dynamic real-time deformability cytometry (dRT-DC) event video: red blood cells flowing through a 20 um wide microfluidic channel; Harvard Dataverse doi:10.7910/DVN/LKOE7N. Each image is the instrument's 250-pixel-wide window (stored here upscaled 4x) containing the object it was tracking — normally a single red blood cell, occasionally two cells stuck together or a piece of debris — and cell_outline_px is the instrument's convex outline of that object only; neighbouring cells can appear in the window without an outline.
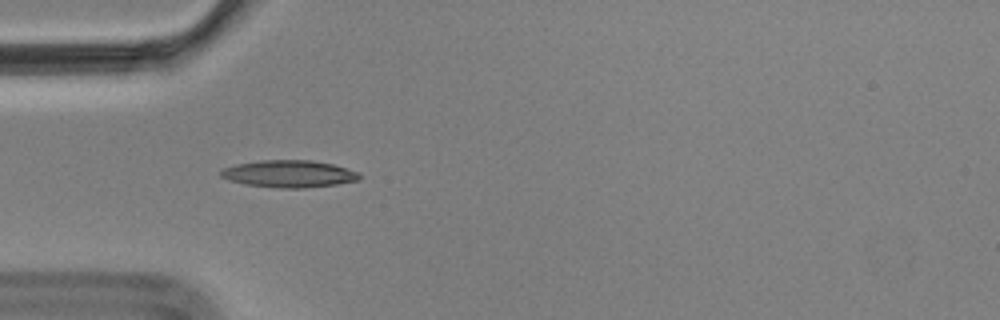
{"species": "Egyptian fruit bat (a non-hibernating species)", "species_latin": "Rousettus aegyptiacus", "temperature_condition": "cold", "stored_images_in_passage": 4, "camera_frame_rate_fps": 3000, "um_per_image_px": 0.085, "animal": {"sex": "male"}, "frame": {"image": 1, "passage_image": 3, "time_ms": 0.667, "image_size_px": [1000, 320], "cell_outline_px": [[364, 176], [360, 180], [336, 184], [304, 188], [280, 188], [244, 184], [228, 180], [220, 176], [220, 172], [224, 168], [236, 164], [260, 160], [312, 160], [332, 164], [360, 172]], "centroid_in_image_um": [24.6, 14.77], "position_along_channel_um": 60.4, "area_um2": 22.08}}